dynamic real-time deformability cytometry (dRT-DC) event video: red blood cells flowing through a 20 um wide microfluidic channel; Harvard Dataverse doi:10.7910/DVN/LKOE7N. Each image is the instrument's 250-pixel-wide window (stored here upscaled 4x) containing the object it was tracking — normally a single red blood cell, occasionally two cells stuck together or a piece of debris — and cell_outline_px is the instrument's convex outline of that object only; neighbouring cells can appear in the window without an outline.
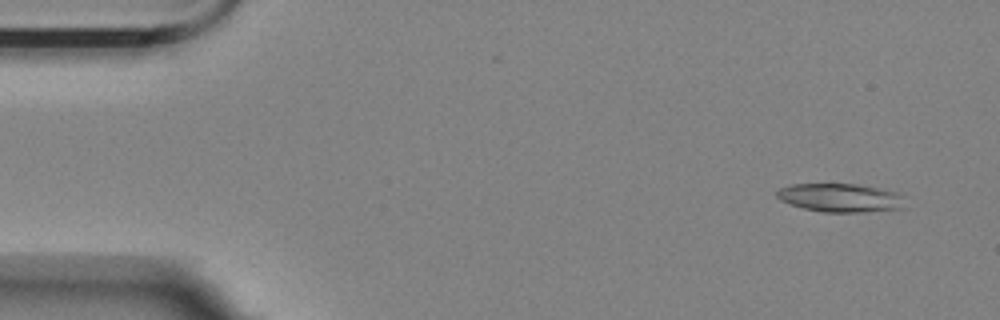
{"species": "Egyptian fruit bat (a non-hibernating species)", "species_latin": "Rousettus aegyptiacus", "temperature_condition": "room temperature", "stored_images_in_passage": 6, "camera_frame_rate_fps": 3000, "um_per_image_px": 0.085, "animal": {"sex": "female"}, "frame": {"image": 1, "passage_image": 1, "time_ms": 0.0, "image_size_px": [1000, 320], "cell_outline_px": [[908, 208], [860, 212], [824, 212], [804, 208], [788, 204], [780, 200], [776, 196], [776, 192], [780, 188], [792, 184], [856, 184], [896, 192], [908, 196]], "centroid_in_image_um": [71.52, 16.82], "position_along_channel_um": 13.5, "area_um2": 21.68}}
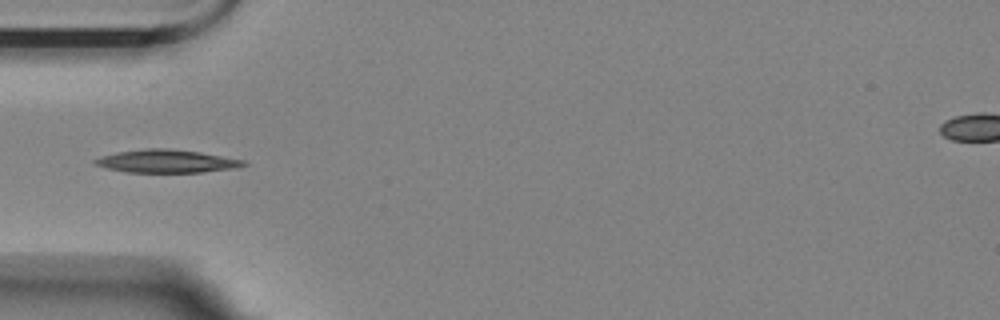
{"frame": {"image": 2, "passage_image": 5, "time_ms": 4.667, "image_size_px": [1000, 320], "cell_outline_px": [[248, 164], [232, 168], [204, 172], [128, 172], [108, 168], [92, 164], [92, 160], [116, 152], [144, 148], [168, 148], [200, 152], [244, 160]], "centroid_in_image_um": [14.13, 13.69], "position_along_channel_um": 70.9, "area_um2": 19.77}}
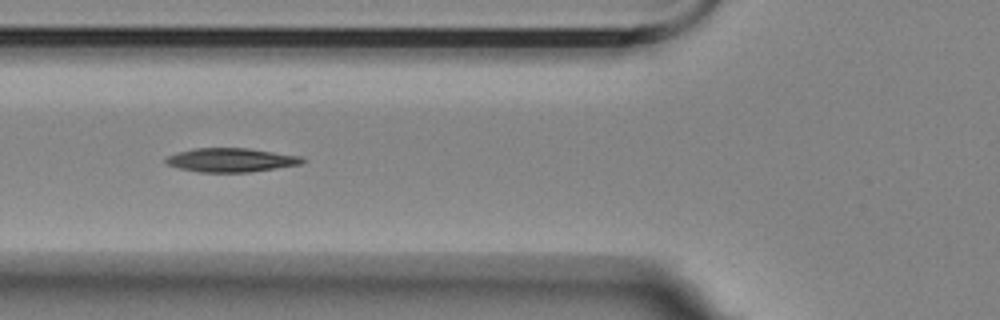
{"frame": {"image": 3, "passage_image": 6, "time_ms": 5.667, "image_size_px": [1000, 320], "cell_outline_px": [[304, 160], [300, 164], [248, 172], [200, 172], [180, 168], [168, 164], [164, 160], [168, 156], [176, 152], [196, 148], [248, 148], [300, 156]], "centroid_in_image_um": [19.6, 13.59], "position_along_channel_um": 106.2, "area_um2": 18.67}}